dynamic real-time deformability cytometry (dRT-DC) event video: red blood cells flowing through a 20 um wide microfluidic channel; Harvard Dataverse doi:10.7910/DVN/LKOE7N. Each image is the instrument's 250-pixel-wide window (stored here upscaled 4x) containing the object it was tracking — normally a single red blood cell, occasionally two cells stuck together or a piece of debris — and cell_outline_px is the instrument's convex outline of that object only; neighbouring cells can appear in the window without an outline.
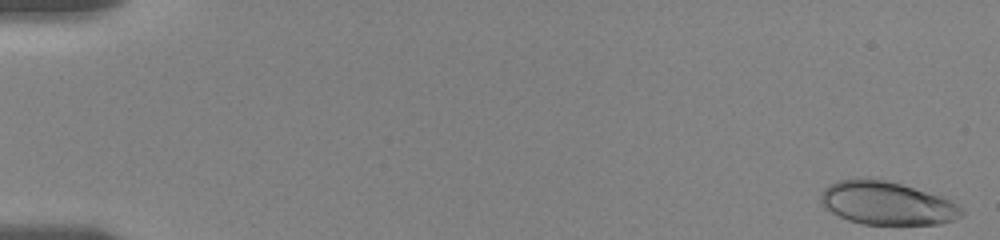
{"species": "human", "species_latin": "Homo sapiens", "temperature_condition": "room temperature", "stored_images_in_passage": 56, "camera_frame_rate_fps": 3000, "um_per_image_px": 0.085, "donor": {"sex": "female"}, "frame": {"image": 1, "passage_image": 1, "time_ms": 0.0, "image_size_px": [1000, 240], "cell_outline_px": [[964, 212], [960, 216], [952, 220], [940, 224], [864, 224], [848, 220], [832, 212], [820, 204], [820, 196], [824, 188], [828, 184], [836, 180], [888, 180], [940, 196], [956, 204]], "centroid_in_image_um": [75.35, 17.28], "position_along_channel_um": 9.6, "area_um2": 34.85}}
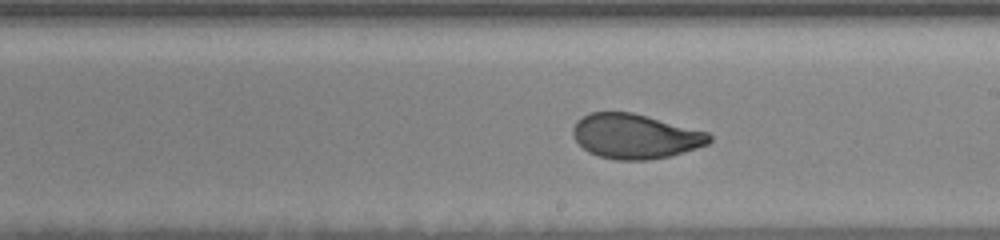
{"frame": {"image": 2, "passage_image": 33, "time_ms": 10.667, "image_size_px": [1000, 240], "cell_outline_px": [[712, 140], [708, 144], [696, 148], [668, 156], [648, 160], [616, 160], [596, 156], [588, 152], [572, 136], [572, 128], [576, 120], [592, 112], [632, 112], [708, 132], [712, 136]], "centroid_in_image_um": [53.97, 11.59], "position_along_channel_um": 235.0, "area_um2": 35.49}}
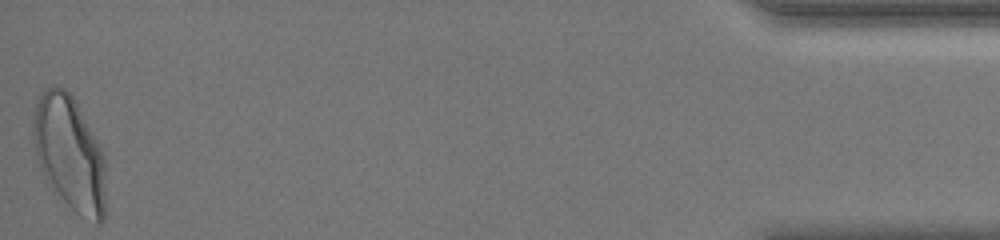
{"frame": {"image": 3, "passage_image": 56, "time_ms": 18.333, "image_size_px": [1000, 240], "cell_outline_px": [[104, 220], [100, 224], [96, 224], [80, 216], [64, 200], [40, 168], [36, 156], [32, 136], [32, 120], [36, 104], [40, 92], [52, 84], [56, 84], [64, 88], [72, 96], [100, 144], [104, 156]], "centroid_in_image_um": [5.9, 12.97], "position_along_channel_um": 429.3, "area_um2": 48.15}, "authors_computed_cell_mechanics": {"area_um2": 35.7782, "velocity_mm_per_s": 3.5954, "shape_relaxation_time_tau1_ms": 4.2728, "shape_relaxation_time_tau2_ms": 0.881, "deformation_change_tau1": 0.1732, "deformation_change_tau2": 0.0598}}